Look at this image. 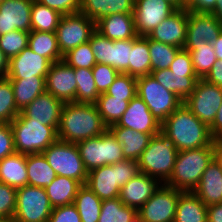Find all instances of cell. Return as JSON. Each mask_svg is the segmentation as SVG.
Returning <instances> with one entry per match:
<instances>
[{
    "label": "cell",
    "instance_id": "6da1fadb",
    "mask_svg": "<svg viewBox=\"0 0 222 222\" xmlns=\"http://www.w3.org/2000/svg\"><path fill=\"white\" fill-rule=\"evenodd\" d=\"M107 129L96 104L70 102L63 105L57 136L60 141L76 144Z\"/></svg>",
    "mask_w": 222,
    "mask_h": 222
},
{
    "label": "cell",
    "instance_id": "7a4b0ae2",
    "mask_svg": "<svg viewBox=\"0 0 222 222\" xmlns=\"http://www.w3.org/2000/svg\"><path fill=\"white\" fill-rule=\"evenodd\" d=\"M161 132L178 152L209 146L215 139L209 127L182 103L161 124Z\"/></svg>",
    "mask_w": 222,
    "mask_h": 222
},
{
    "label": "cell",
    "instance_id": "3957f363",
    "mask_svg": "<svg viewBox=\"0 0 222 222\" xmlns=\"http://www.w3.org/2000/svg\"><path fill=\"white\" fill-rule=\"evenodd\" d=\"M212 160L213 142L206 147L178 152L173 172L165 184L183 192L193 191Z\"/></svg>",
    "mask_w": 222,
    "mask_h": 222
},
{
    "label": "cell",
    "instance_id": "277c9868",
    "mask_svg": "<svg viewBox=\"0 0 222 222\" xmlns=\"http://www.w3.org/2000/svg\"><path fill=\"white\" fill-rule=\"evenodd\" d=\"M138 173V161L124 160L89 171L86 185L101 200L118 198L121 188Z\"/></svg>",
    "mask_w": 222,
    "mask_h": 222
},
{
    "label": "cell",
    "instance_id": "5b68a950",
    "mask_svg": "<svg viewBox=\"0 0 222 222\" xmlns=\"http://www.w3.org/2000/svg\"><path fill=\"white\" fill-rule=\"evenodd\" d=\"M177 154L176 147L160 132L152 136L142 152L138 160L139 170L165 184L173 172Z\"/></svg>",
    "mask_w": 222,
    "mask_h": 222
},
{
    "label": "cell",
    "instance_id": "8992f818",
    "mask_svg": "<svg viewBox=\"0 0 222 222\" xmlns=\"http://www.w3.org/2000/svg\"><path fill=\"white\" fill-rule=\"evenodd\" d=\"M14 135L15 151L22 154L42 153L58 140L53 126L30 121L21 112L10 123Z\"/></svg>",
    "mask_w": 222,
    "mask_h": 222
},
{
    "label": "cell",
    "instance_id": "52a82bcc",
    "mask_svg": "<svg viewBox=\"0 0 222 222\" xmlns=\"http://www.w3.org/2000/svg\"><path fill=\"white\" fill-rule=\"evenodd\" d=\"M76 145L88 172L98 167L126 160L122 145L117 142L108 129L102 135L85 139Z\"/></svg>",
    "mask_w": 222,
    "mask_h": 222
},
{
    "label": "cell",
    "instance_id": "ba28073f",
    "mask_svg": "<svg viewBox=\"0 0 222 222\" xmlns=\"http://www.w3.org/2000/svg\"><path fill=\"white\" fill-rule=\"evenodd\" d=\"M56 175L77 180L86 185L88 171L75 143L57 140L42 152Z\"/></svg>",
    "mask_w": 222,
    "mask_h": 222
},
{
    "label": "cell",
    "instance_id": "9c48e42d",
    "mask_svg": "<svg viewBox=\"0 0 222 222\" xmlns=\"http://www.w3.org/2000/svg\"><path fill=\"white\" fill-rule=\"evenodd\" d=\"M137 95L160 124L183 103L173 92L158 83L151 74L137 77Z\"/></svg>",
    "mask_w": 222,
    "mask_h": 222
},
{
    "label": "cell",
    "instance_id": "30bf717a",
    "mask_svg": "<svg viewBox=\"0 0 222 222\" xmlns=\"http://www.w3.org/2000/svg\"><path fill=\"white\" fill-rule=\"evenodd\" d=\"M52 210L44 188L27 185L17 189L16 222H48Z\"/></svg>",
    "mask_w": 222,
    "mask_h": 222
},
{
    "label": "cell",
    "instance_id": "8fae6325",
    "mask_svg": "<svg viewBox=\"0 0 222 222\" xmlns=\"http://www.w3.org/2000/svg\"><path fill=\"white\" fill-rule=\"evenodd\" d=\"M89 43L96 63L110 65L119 73L128 74L133 39L110 40L95 30Z\"/></svg>",
    "mask_w": 222,
    "mask_h": 222
},
{
    "label": "cell",
    "instance_id": "7c38bea8",
    "mask_svg": "<svg viewBox=\"0 0 222 222\" xmlns=\"http://www.w3.org/2000/svg\"><path fill=\"white\" fill-rule=\"evenodd\" d=\"M96 30V23L82 13L62 15L57 26L56 35L62 55L71 49L90 41Z\"/></svg>",
    "mask_w": 222,
    "mask_h": 222
},
{
    "label": "cell",
    "instance_id": "4fadbf2b",
    "mask_svg": "<svg viewBox=\"0 0 222 222\" xmlns=\"http://www.w3.org/2000/svg\"><path fill=\"white\" fill-rule=\"evenodd\" d=\"M183 103L200 121L210 127L222 104V88L199 79L194 91Z\"/></svg>",
    "mask_w": 222,
    "mask_h": 222
},
{
    "label": "cell",
    "instance_id": "5bb4252c",
    "mask_svg": "<svg viewBox=\"0 0 222 222\" xmlns=\"http://www.w3.org/2000/svg\"><path fill=\"white\" fill-rule=\"evenodd\" d=\"M182 192L162 184L137 213L143 222H174L179 195Z\"/></svg>",
    "mask_w": 222,
    "mask_h": 222
},
{
    "label": "cell",
    "instance_id": "9a60e30c",
    "mask_svg": "<svg viewBox=\"0 0 222 222\" xmlns=\"http://www.w3.org/2000/svg\"><path fill=\"white\" fill-rule=\"evenodd\" d=\"M176 10L167 0H135L133 15L137 36H148Z\"/></svg>",
    "mask_w": 222,
    "mask_h": 222
},
{
    "label": "cell",
    "instance_id": "2e32d148",
    "mask_svg": "<svg viewBox=\"0 0 222 222\" xmlns=\"http://www.w3.org/2000/svg\"><path fill=\"white\" fill-rule=\"evenodd\" d=\"M222 32V25L212 13L188 10L185 50H195L197 45H206L216 40Z\"/></svg>",
    "mask_w": 222,
    "mask_h": 222
},
{
    "label": "cell",
    "instance_id": "e0dca14e",
    "mask_svg": "<svg viewBox=\"0 0 222 222\" xmlns=\"http://www.w3.org/2000/svg\"><path fill=\"white\" fill-rule=\"evenodd\" d=\"M77 81L74 68L64 60L51 64L45 77L46 92L63 103L76 102Z\"/></svg>",
    "mask_w": 222,
    "mask_h": 222
},
{
    "label": "cell",
    "instance_id": "ac0fdd59",
    "mask_svg": "<svg viewBox=\"0 0 222 222\" xmlns=\"http://www.w3.org/2000/svg\"><path fill=\"white\" fill-rule=\"evenodd\" d=\"M33 0L0 1V35L14 30L31 32Z\"/></svg>",
    "mask_w": 222,
    "mask_h": 222
},
{
    "label": "cell",
    "instance_id": "d6986e66",
    "mask_svg": "<svg viewBox=\"0 0 222 222\" xmlns=\"http://www.w3.org/2000/svg\"><path fill=\"white\" fill-rule=\"evenodd\" d=\"M52 62L30 48H25L18 55L9 59L6 77L9 79L45 78Z\"/></svg>",
    "mask_w": 222,
    "mask_h": 222
},
{
    "label": "cell",
    "instance_id": "ffe728a7",
    "mask_svg": "<svg viewBox=\"0 0 222 222\" xmlns=\"http://www.w3.org/2000/svg\"><path fill=\"white\" fill-rule=\"evenodd\" d=\"M116 126H122L133 131L154 136L161 132V124L152 115L145 102L136 95L128 104Z\"/></svg>",
    "mask_w": 222,
    "mask_h": 222
},
{
    "label": "cell",
    "instance_id": "44dd1931",
    "mask_svg": "<svg viewBox=\"0 0 222 222\" xmlns=\"http://www.w3.org/2000/svg\"><path fill=\"white\" fill-rule=\"evenodd\" d=\"M188 10L177 9L149 35L150 39L184 49L187 34Z\"/></svg>",
    "mask_w": 222,
    "mask_h": 222
},
{
    "label": "cell",
    "instance_id": "7402d4cb",
    "mask_svg": "<svg viewBox=\"0 0 222 222\" xmlns=\"http://www.w3.org/2000/svg\"><path fill=\"white\" fill-rule=\"evenodd\" d=\"M63 105L62 101L45 91L20 112L30 121H38L58 130Z\"/></svg>",
    "mask_w": 222,
    "mask_h": 222
},
{
    "label": "cell",
    "instance_id": "603a6c76",
    "mask_svg": "<svg viewBox=\"0 0 222 222\" xmlns=\"http://www.w3.org/2000/svg\"><path fill=\"white\" fill-rule=\"evenodd\" d=\"M158 181L140 172L121 188L119 198L124 205L138 210L162 185Z\"/></svg>",
    "mask_w": 222,
    "mask_h": 222
},
{
    "label": "cell",
    "instance_id": "cb8c5ba5",
    "mask_svg": "<svg viewBox=\"0 0 222 222\" xmlns=\"http://www.w3.org/2000/svg\"><path fill=\"white\" fill-rule=\"evenodd\" d=\"M96 30L110 40H128L137 37L133 14H111L96 22Z\"/></svg>",
    "mask_w": 222,
    "mask_h": 222
},
{
    "label": "cell",
    "instance_id": "d4e9b609",
    "mask_svg": "<svg viewBox=\"0 0 222 222\" xmlns=\"http://www.w3.org/2000/svg\"><path fill=\"white\" fill-rule=\"evenodd\" d=\"M108 130L117 142L122 145L123 155L126 160L138 161L152 138L150 134L133 131L130 128L116 126L115 124L109 126Z\"/></svg>",
    "mask_w": 222,
    "mask_h": 222
},
{
    "label": "cell",
    "instance_id": "484cf974",
    "mask_svg": "<svg viewBox=\"0 0 222 222\" xmlns=\"http://www.w3.org/2000/svg\"><path fill=\"white\" fill-rule=\"evenodd\" d=\"M193 192L206 206L222 203V170L214 160L203 172Z\"/></svg>",
    "mask_w": 222,
    "mask_h": 222
},
{
    "label": "cell",
    "instance_id": "4316f807",
    "mask_svg": "<svg viewBox=\"0 0 222 222\" xmlns=\"http://www.w3.org/2000/svg\"><path fill=\"white\" fill-rule=\"evenodd\" d=\"M135 0H80V13L95 23L111 14H133Z\"/></svg>",
    "mask_w": 222,
    "mask_h": 222
},
{
    "label": "cell",
    "instance_id": "83f0119b",
    "mask_svg": "<svg viewBox=\"0 0 222 222\" xmlns=\"http://www.w3.org/2000/svg\"><path fill=\"white\" fill-rule=\"evenodd\" d=\"M0 182L15 189L28 185L26 154L15 152L0 160Z\"/></svg>",
    "mask_w": 222,
    "mask_h": 222
},
{
    "label": "cell",
    "instance_id": "f1b7e54d",
    "mask_svg": "<svg viewBox=\"0 0 222 222\" xmlns=\"http://www.w3.org/2000/svg\"><path fill=\"white\" fill-rule=\"evenodd\" d=\"M153 78L165 89L173 92L183 102L194 91L199 80L197 76H185L184 74L172 73L169 68L154 70L150 73Z\"/></svg>",
    "mask_w": 222,
    "mask_h": 222
},
{
    "label": "cell",
    "instance_id": "f546056e",
    "mask_svg": "<svg viewBox=\"0 0 222 222\" xmlns=\"http://www.w3.org/2000/svg\"><path fill=\"white\" fill-rule=\"evenodd\" d=\"M174 222H207V206L193 191L182 192Z\"/></svg>",
    "mask_w": 222,
    "mask_h": 222
},
{
    "label": "cell",
    "instance_id": "4dcf8cb0",
    "mask_svg": "<svg viewBox=\"0 0 222 222\" xmlns=\"http://www.w3.org/2000/svg\"><path fill=\"white\" fill-rule=\"evenodd\" d=\"M82 185L72 178L56 176V178L44 189L53 208L74 202L78 189Z\"/></svg>",
    "mask_w": 222,
    "mask_h": 222
},
{
    "label": "cell",
    "instance_id": "1f68e13d",
    "mask_svg": "<svg viewBox=\"0 0 222 222\" xmlns=\"http://www.w3.org/2000/svg\"><path fill=\"white\" fill-rule=\"evenodd\" d=\"M26 167L28 185L45 188L57 176L43 153L27 154Z\"/></svg>",
    "mask_w": 222,
    "mask_h": 222
},
{
    "label": "cell",
    "instance_id": "d6a6232c",
    "mask_svg": "<svg viewBox=\"0 0 222 222\" xmlns=\"http://www.w3.org/2000/svg\"><path fill=\"white\" fill-rule=\"evenodd\" d=\"M16 107L22 111L36 97L46 91L45 78L10 79Z\"/></svg>",
    "mask_w": 222,
    "mask_h": 222
},
{
    "label": "cell",
    "instance_id": "836d02e7",
    "mask_svg": "<svg viewBox=\"0 0 222 222\" xmlns=\"http://www.w3.org/2000/svg\"><path fill=\"white\" fill-rule=\"evenodd\" d=\"M28 48L42 57L48 58L52 63L63 60L60 52L57 35L54 32H29Z\"/></svg>",
    "mask_w": 222,
    "mask_h": 222
},
{
    "label": "cell",
    "instance_id": "e575fe53",
    "mask_svg": "<svg viewBox=\"0 0 222 222\" xmlns=\"http://www.w3.org/2000/svg\"><path fill=\"white\" fill-rule=\"evenodd\" d=\"M73 204L82 222H98L102 200L87 185L78 189Z\"/></svg>",
    "mask_w": 222,
    "mask_h": 222
},
{
    "label": "cell",
    "instance_id": "d590c367",
    "mask_svg": "<svg viewBox=\"0 0 222 222\" xmlns=\"http://www.w3.org/2000/svg\"><path fill=\"white\" fill-rule=\"evenodd\" d=\"M150 58L148 36L133 38L128 74L136 78L149 75L151 73Z\"/></svg>",
    "mask_w": 222,
    "mask_h": 222
},
{
    "label": "cell",
    "instance_id": "8d00e7d4",
    "mask_svg": "<svg viewBox=\"0 0 222 222\" xmlns=\"http://www.w3.org/2000/svg\"><path fill=\"white\" fill-rule=\"evenodd\" d=\"M61 17L62 15L56 10L33 0L31 10V31L56 33Z\"/></svg>",
    "mask_w": 222,
    "mask_h": 222
},
{
    "label": "cell",
    "instance_id": "74e56055",
    "mask_svg": "<svg viewBox=\"0 0 222 222\" xmlns=\"http://www.w3.org/2000/svg\"><path fill=\"white\" fill-rule=\"evenodd\" d=\"M129 102L123 100V98H113L106 93H102L95 104L104 124L109 127L119 121L127 110Z\"/></svg>",
    "mask_w": 222,
    "mask_h": 222
},
{
    "label": "cell",
    "instance_id": "f35d334b",
    "mask_svg": "<svg viewBox=\"0 0 222 222\" xmlns=\"http://www.w3.org/2000/svg\"><path fill=\"white\" fill-rule=\"evenodd\" d=\"M77 87L76 103L95 104L100 94L93 77L92 68H74Z\"/></svg>",
    "mask_w": 222,
    "mask_h": 222
},
{
    "label": "cell",
    "instance_id": "ab89813d",
    "mask_svg": "<svg viewBox=\"0 0 222 222\" xmlns=\"http://www.w3.org/2000/svg\"><path fill=\"white\" fill-rule=\"evenodd\" d=\"M137 210L124 205L120 198L102 200L98 222H129Z\"/></svg>",
    "mask_w": 222,
    "mask_h": 222
},
{
    "label": "cell",
    "instance_id": "60d3db41",
    "mask_svg": "<svg viewBox=\"0 0 222 222\" xmlns=\"http://www.w3.org/2000/svg\"><path fill=\"white\" fill-rule=\"evenodd\" d=\"M148 46L151 57V71L169 68L175 58V55L181 49L176 46L155 41L149 37Z\"/></svg>",
    "mask_w": 222,
    "mask_h": 222
},
{
    "label": "cell",
    "instance_id": "b9f144b4",
    "mask_svg": "<svg viewBox=\"0 0 222 222\" xmlns=\"http://www.w3.org/2000/svg\"><path fill=\"white\" fill-rule=\"evenodd\" d=\"M189 51L195 74L199 79H203L217 61L212 43L197 45L195 50Z\"/></svg>",
    "mask_w": 222,
    "mask_h": 222
},
{
    "label": "cell",
    "instance_id": "7bdbcfd3",
    "mask_svg": "<svg viewBox=\"0 0 222 222\" xmlns=\"http://www.w3.org/2000/svg\"><path fill=\"white\" fill-rule=\"evenodd\" d=\"M20 113L8 77H0V123H11Z\"/></svg>",
    "mask_w": 222,
    "mask_h": 222
},
{
    "label": "cell",
    "instance_id": "ee69618b",
    "mask_svg": "<svg viewBox=\"0 0 222 222\" xmlns=\"http://www.w3.org/2000/svg\"><path fill=\"white\" fill-rule=\"evenodd\" d=\"M105 93L113 98L131 101L137 95V78L126 73H119Z\"/></svg>",
    "mask_w": 222,
    "mask_h": 222
},
{
    "label": "cell",
    "instance_id": "f6af8a7d",
    "mask_svg": "<svg viewBox=\"0 0 222 222\" xmlns=\"http://www.w3.org/2000/svg\"><path fill=\"white\" fill-rule=\"evenodd\" d=\"M29 32L14 30L0 35V49L10 59L28 47Z\"/></svg>",
    "mask_w": 222,
    "mask_h": 222
},
{
    "label": "cell",
    "instance_id": "bcb514c9",
    "mask_svg": "<svg viewBox=\"0 0 222 222\" xmlns=\"http://www.w3.org/2000/svg\"><path fill=\"white\" fill-rule=\"evenodd\" d=\"M63 60L73 68H92L96 64L89 41L71 49Z\"/></svg>",
    "mask_w": 222,
    "mask_h": 222
},
{
    "label": "cell",
    "instance_id": "7dc6e473",
    "mask_svg": "<svg viewBox=\"0 0 222 222\" xmlns=\"http://www.w3.org/2000/svg\"><path fill=\"white\" fill-rule=\"evenodd\" d=\"M92 73L99 94L105 93L119 74L116 69L103 63H96L92 67Z\"/></svg>",
    "mask_w": 222,
    "mask_h": 222
},
{
    "label": "cell",
    "instance_id": "c3c4849f",
    "mask_svg": "<svg viewBox=\"0 0 222 222\" xmlns=\"http://www.w3.org/2000/svg\"><path fill=\"white\" fill-rule=\"evenodd\" d=\"M17 189L0 182V218H11L15 214Z\"/></svg>",
    "mask_w": 222,
    "mask_h": 222
},
{
    "label": "cell",
    "instance_id": "681fc988",
    "mask_svg": "<svg viewBox=\"0 0 222 222\" xmlns=\"http://www.w3.org/2000/svg\"><path fill=\"white\" fill-rule=\"evenodd\" d=\"M169 69L172 73L184 74L185 76H197L194 72L192 59L189 51L180 49L173 62L170 64Z\"/></svg>",
    "mask_w": 222,
    "mask_h": 222
},
{
    "label": "cell",
    "instance_id": "f907efd6",
    "mask_svg": "<svg viewBox=\"0 0 222 222\" xmlns=\"http://www.w3.org/2000/svg\"><path fill=\"white\" fill-rule=\"evenodd\" d=\"M48 222H82L75 205L68 204L53 208Z\"/></svg>",
    "mask_w": 222,
    "mask_h": 222
},
{
    "label": "cell",
    "instance_id": "816d5d0a",
    "mask_svg": "<svg viewBox=\"0 0 222 222\" xmlns=\"http://www.w3.org/2000/svg\"><path fill=\"white\" fill-rule=\"evenodd\" d=\"M15 152L14 135L10 123H0V160Z\"/></svg>",
    "mask_w": 222,
    "mask_h": 222
},
{
    "label": "cell",
    "instance_id": "f5cc1de1",
    "mask_svg": "<svg viewBox=\"0 0 222 222\" xmlns=\"http://www.w3.org/2000/svg\"><path fill=\"white\" fill-rule=\"evenodd\" d=\"M42 5L56 10L61 15H69L80 12V0H36Z\"/></svg>",
    "mask_w": 222,
    "mask_h": 222
},
{
    "label": "cell",
    "instance_id": "db71d44e",
    "mask_svg": "<svg viewBox=\"0 0 222 222\" xmlns=\"http://www.w3.org/2000/svg\"><path fill=\"white\" fill-rule=\"evenodd\" d=\"M217 0H188L186 9L194 12L211 13L216 7Z\"/></svg>",
    "mask_w": 222,
    "mask_h": 222
},
{
    "label": "cell",
    "instance_id": "11a10c76",
    "mask_svg": "<svg viewBox=\"0 0 222 222\" xmlns=\"http://www.w3.org/2000/svg\"><path fill=\"white\" fill-rule=\"evenodd\" d=\"M203 79L222 88V60H217Z\"/></svg>",
    "mask_w": 222,
    "mask_h": 222
},
{
    "label": "cell",
    "instance_id": "9f6ffc18",
    "mask_svg": "<svg viewBox=\"0 0 222 222\" xmlns=\"http://www.w3.org/2000/svg\"><path fill=\"white\" fill-rule=\"evenodd\" d=\"M209 131L215 140H222V104L217 111L214 122L209 127Z\"/></svg>",
    "mask_w": 222,
    "mask_h": 222
},
{
    "label": "cell",
    "instance_id": "6f0895ef",
    "mask_svg": "<svg viewBox=\"0 0 222 222\" xmlns=\"http://www.w3.org/2000/svg\"><path fill=\"white\" fill-rule=\"evenodd\" d=\"M207 222H222V203L207 206Z\"/></svg>",
    "mask_w": 222,
    "mask_h": 222
},
{
    "label": "cell",
    "instance_id": "680465c9",
    "mask_svg": "<svg viewBox=\"0 0 222 222\" xmlns=\"http://www.w3.org/2000/svg\"><path fill=\"white\" fill-rule=\"evenodd\" d=\"M213 160L222 170V140L213 141Z\"/></svg>",
    "mask_w": 222,
    "mask_h": 222
},
{
    "label": "cell",
    "instance_id": "91938a15",
    "mask_svg": "<svg viewBox=\"0 0 222 222\" xmlns=\"http://www.w3.org/2000/svg\"><path fill=\"white\" fill-rule=\"evenodd\" d=\"M9 69V59L0 49V77H6Z\"/></svg>",
    "mask_w": 222,
    "mask_h": 222
},
{
    "label": "cell",
    "instance_id": "94428289",
    "mask_svg": "<svg viewBox=\"0 0 222 222\" xmlns=\"http://www.w3.org/2000/svg\"><path fill=\"white\" fill-rule=\"evenodd\" d=\"M217 60H222V32L219 37L212 42Z\"/></svg>",
    "mask_w": 222,
    "mask_h": 222
},
{
    "label": "cell",
    "instance_id": "6125c7cd",
    "mask_svg": "<svg viewBox=\"0 0 222 222\" xmlns=\"http://www.w3.org/2000/svg\"><path fill=\"white\" fill-rule=\"evenodd\" d=\"M222 25V0H217L216 7L211 12Z\"/></svg>",
    "mask_w": 222,
    "mask_h": 222
},
{
    "label": "cell",
    "instance_id": "be15d7a7",
    "mask_svg": "<svg viewBox=\"0 0 222 222\" xmlns=\"http://www.w3.org/2000/svg\"><path fill=\"white\" fill-rule=\"evenodd\" d=\"M171 4H173L177 9L186 8V1L185 0H167Z\"/></svg>",
    "mask_w": 222,
    "mask_h": 222
},
{
    "label": "cell",
    "instance_id": "e7e4bbea",
    "mask_svg": "<svg viewBox=\"0 0 222 222\" xmlns=\"http://www.w3.org/2000/svg\"><path fill=\"white\" fill-rule=\"evenodd\" d=\"M129 222H143L140 218V215L137 213L133 218L129 220Z\"/></svg>",
    "mask_w": 222,
    "mask_h": 222
},
{
    "label": "cell",
    "instance_id": "03108f58",
    "mask_svg": "<svg viewBox=\"0 0 222 222\" xmlns=\"http://www.w3.org/2000/svg\"><path fill=\"white\" fill-rule=\"evenodd\" d=\"M0 222H16L13 217L11 218H0Z\"/></svg>",
    "mask_w": 222,
    "mask_h": 222
}]
</instances>
